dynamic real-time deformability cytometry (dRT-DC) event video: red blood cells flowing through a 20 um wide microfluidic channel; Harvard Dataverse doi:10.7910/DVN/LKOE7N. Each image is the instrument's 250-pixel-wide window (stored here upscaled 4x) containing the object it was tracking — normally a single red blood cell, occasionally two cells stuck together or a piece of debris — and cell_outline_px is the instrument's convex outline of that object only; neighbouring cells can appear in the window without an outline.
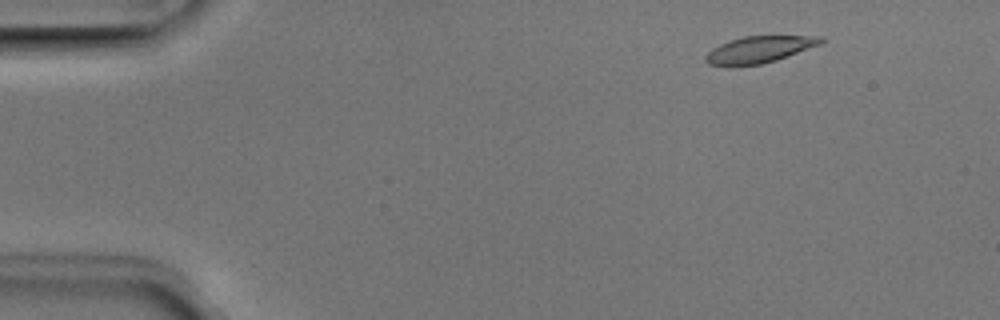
{"species": "Egyptian fruit bat (a non-hibernating species)", "species_latin": "Rousettus aegyptiacus", "temperature_condition": "room temperature", "stored_images_in_passage": 49, "camera_frame_rate_fps": 3000, "um_per_image_px": 0.085, "animal": {"sex": "male"}, "frame": {"image": 1, "passage_image": 4, "time_ms": 1.0, "image_size_px": [1000, 320], "cell_outline_px": [[824, 40], [820, 44], [776, 60], [760, 64], [732, 68], [728, 68], [708, 64], [704, 60], [704, 56], [712, 48], [720, 44], [744, 36], [824, 36]], "centroid_in_image_um": [64.45, 4.24], "position_along_channel_um": 20.5, "area_um2": 18.15}}
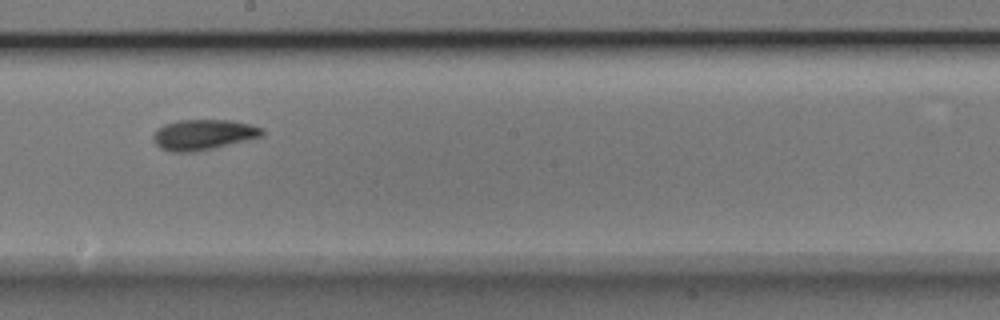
{"frame": {"image": 2, "passage_image": 27, "time_ms": 8.667, "image_size_px": [1000, 320], "cell_outline_px": [[264, 132], [260, 136], [216, 148], [196, 152], [172, 152], [160, 148], [152, 140], [152, 136], [156, 128], [164, 124], [176, 120], [228, 120], [248, 124], [264, 128]], "centroid_in_image_um": [17.21, 11.45], "position_along_channel_um": 231.0, "area_um2": 19.42}}
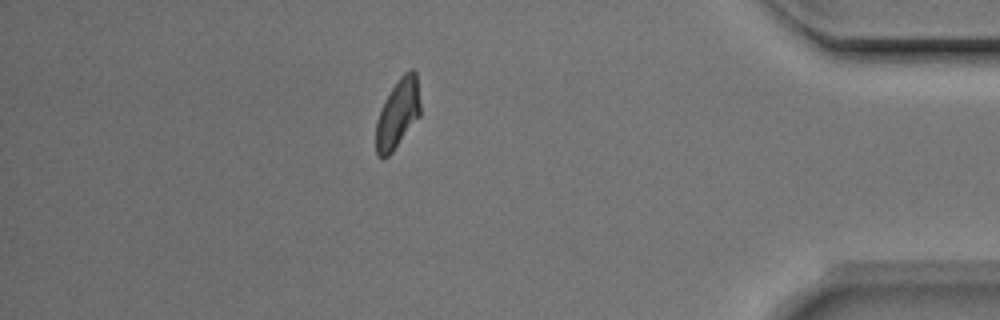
{"frame": {"image": 3, "passage_image": 43, "time_ms": 14.0, "image_size_px": [1000, 320], "cell_outline_px": [[420, 116], [392, 152], [388, 156], [380, 160], [376, 156], [376, 120], [380, 108], [384, 100], [400, 76], [404, 72], [412, 68], [416, 72], [420, 104]], "centroid_in_image_um": [33.79, 9.68], "position_along_channel_um": 401.4, "area_um2": 18.03}}